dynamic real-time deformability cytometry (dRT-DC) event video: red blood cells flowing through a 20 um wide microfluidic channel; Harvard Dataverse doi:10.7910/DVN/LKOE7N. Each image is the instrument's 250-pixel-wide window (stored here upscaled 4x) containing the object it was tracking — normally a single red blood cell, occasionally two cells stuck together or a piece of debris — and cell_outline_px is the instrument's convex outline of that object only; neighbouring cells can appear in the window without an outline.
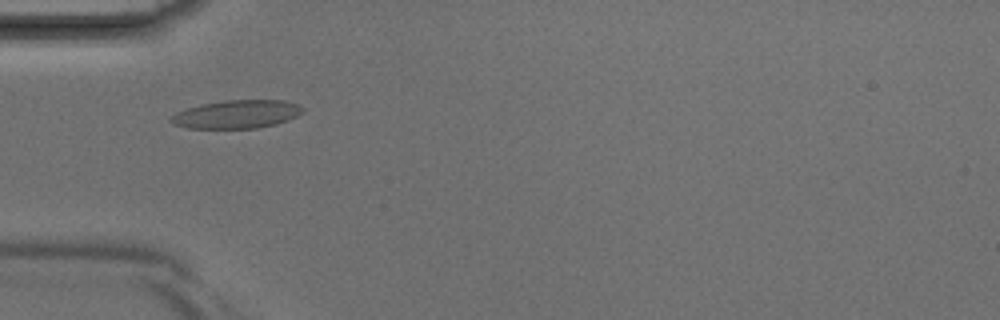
{"species": "Egyptian fruit bat (a non-hibernating species)", "species_latin": "Rousettus aegyptiacus", "temperature_condition": "room temperature", "stored_images_in_passage": 5, "camera_frame_rate_fps": 3000, "um_per_image_px": 0.085, "animal": {"sex": "male"}, "frame": {"image": 1, "passage_image": 4, "time_ms": 1.0, "image_size_px": [1000, 320], "cell_outline_px": [[304, 112], [288, 120], [276, 124], [256, 128], [188, 128], [172, 124], [168, 120], [168, 116], [176, 112], [188, 108], [204, 104], [224, 100], [284, 100], [300, 104], [304, 108]], "centroid_in_image_um": [20.12, 9.71], "position_along_channel_um": 64.9, "area_um2": 21.85}}